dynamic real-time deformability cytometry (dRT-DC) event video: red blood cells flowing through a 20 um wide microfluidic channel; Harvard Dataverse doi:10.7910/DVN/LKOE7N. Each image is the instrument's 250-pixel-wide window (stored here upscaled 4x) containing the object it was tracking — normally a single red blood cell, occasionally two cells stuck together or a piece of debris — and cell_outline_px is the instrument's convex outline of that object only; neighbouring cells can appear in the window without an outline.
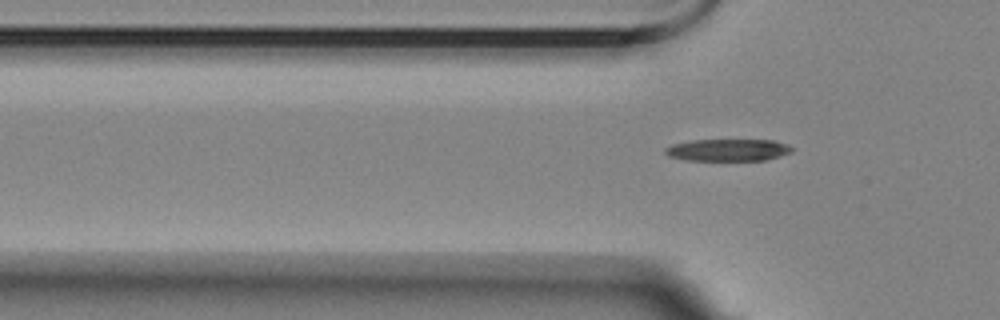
{"species": "Egyptian fruit bat (a non-hibernating species)", "species_latin": "Rousettus aegyptiacus", "temperature_condition": "room temperature", "stored_images_in_passage": 8, "segment_of_instrument_passage": [2, 2], "camera_frame_rate_fps": 3000, "um_per_image_px": 0.085, "animal": {"sex": "female"}, "frame": {"image": 1, "passage_image": 8, "time_ms": 8.0, "image_size_px": [1000, 320], "cell_outline_px": [[792, 152], [780, 156], [764, 160], [684, 160], [668, 156], [664, 152], [664, 148], [672, 144], [692, 140], [772, 140], [784, 144], [792, 148]], "centroid_in_image_um": [61.81, 12.75], "position_along_channel_um": 64.0, "area_um2": 16.18}}